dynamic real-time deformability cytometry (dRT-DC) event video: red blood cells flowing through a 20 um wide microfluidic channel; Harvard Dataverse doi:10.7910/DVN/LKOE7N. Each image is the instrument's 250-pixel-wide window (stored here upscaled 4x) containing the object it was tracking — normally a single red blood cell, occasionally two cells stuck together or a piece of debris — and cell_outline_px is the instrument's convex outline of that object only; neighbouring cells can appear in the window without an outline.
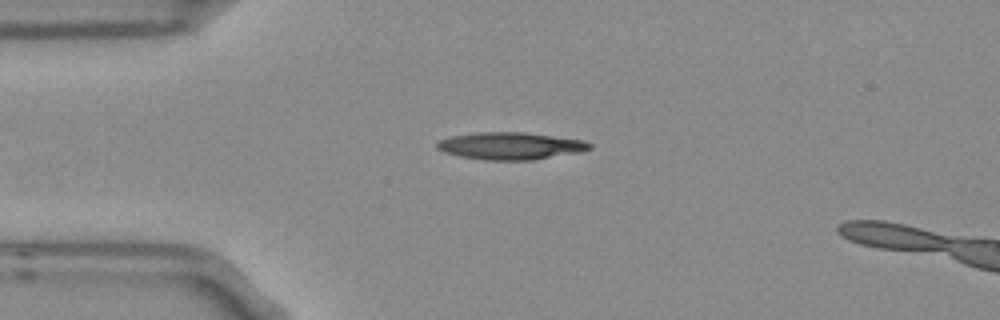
{"species": "Egyptian fruit bat (a non-hibernating species)", "species_latin": "Rousettus aegyptiacus", "temperature_condition": "room temperature", "stored_images_in_passage": 3, "camera_frame_rate_fps": 3000, "um_per_image_px": 0.085, "frame": {"image": 1, "passage_image": 2, "time_ms": 0.333, "image_size_px": [1000, 320], "cell_outline_px": [[592, 148], [580, 152], [532, 160], [488, 160], [460, 156], [444, 152], [436, 148], [436, 144], [440, 140], [452, 136], [480, 132], [524, 132], [584, 140], [592, 144]], "centroid_in_image_um": [43.41, 12.4], "position_along_channel_um": 41.6, "area_um2": 24.1}}